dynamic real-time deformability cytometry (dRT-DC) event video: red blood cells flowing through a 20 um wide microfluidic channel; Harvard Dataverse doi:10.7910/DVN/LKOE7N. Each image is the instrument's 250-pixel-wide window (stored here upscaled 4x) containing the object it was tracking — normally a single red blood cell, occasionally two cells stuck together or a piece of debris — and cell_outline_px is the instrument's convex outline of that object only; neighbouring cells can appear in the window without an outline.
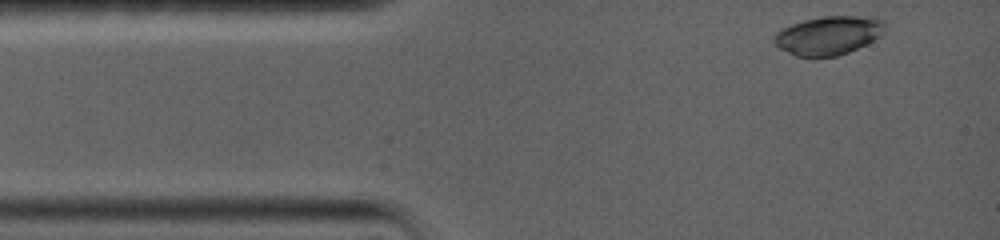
{"species": "common noctule bat (a hibernating species)", "species_latin": "Nyctalus noctula", "temperature_condition": "warm", "stored_images_in_passage": 29, "camera_frame_rate_fps": 5000, "um_per_image_px": 0.085, "animal": {"sex": "female", "body_mass_g": 19.0, "forearm_length_mm": 56.7}, "frame": {"image": 1, "passage_image": 1, "time_ms": 0.0, "image_size_px": [1000, 240], "cell_outline_px": [[884, 32], [880, 36], [848, 52], [836, 56], [796, 56], [780, 48], [772, 40], [772, 36], [776, 32], [792, 24], [804, 20], [824, 16], [876, 16], [884, 24]], "centroid_in_image_um": [70.41, 2.99], "position_along_channel_um": 14.6, "area_um2": 24.68}}
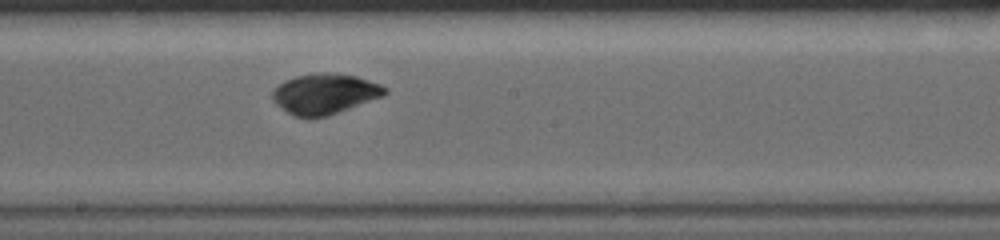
{"frame": {"image": 2, "passage_image": 17, "time_ms": 7.0, "image_size_px": [1000, 240], "cell_outline_px": [[388, 92], [380, 96], [328, 116], [308, 120], [292, 116], [276, 104], [272, 100], [272, 92], [284, 80], [296, 76], [320, 72], [324, 72], [356, 76], [380, 84], [388, 88]], "centroid_in_image_um": [27.54, 8.0], "position_along_channel_um": 220.7, "area_um2": 26.53}}
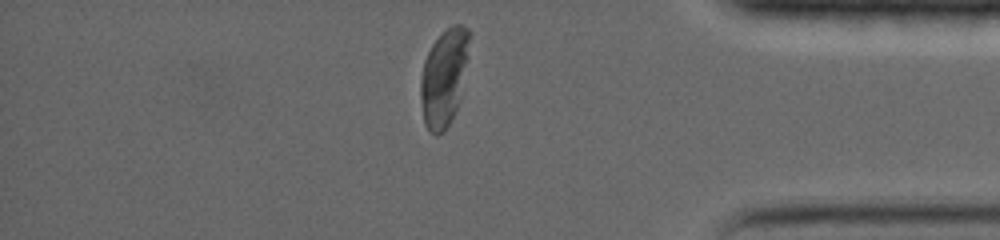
{"frame": {"image": 3, "passage_image": 29, "time_ms": 12.4, "image_size_px": [1000, 240], "cell_outline_px": [[472, 32], [460, 100], [452, 120], [444, 132], [436, 136], [428, 132], [424, 124], [420, 100], [420, 80], [424, 60], [432, 44], [452, 24], [460, 24], [468, 28]], "centroid_in_image_um": [37.74, 6.62], "position_along_channel_um": 397.5, "area_um2": 28.09}, "authors_computed_cell_mechanics": {"area_um2": 25.8944, "velocity_mm_per_s": 3.6747, "shape_relaxation_time_tau1_ms": 6.339, "shape_relaxation_time_tau2_ms": 3.0372, "deformation_change_tau1": 0.2735, "deformation_change_tau2": 0.032}}